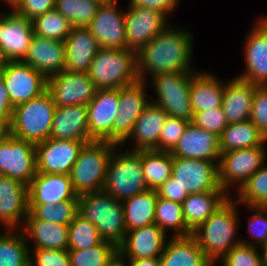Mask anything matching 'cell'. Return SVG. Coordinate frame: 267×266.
<instances>
[{"label": "cell", "instance_id": "obj_45", "mask_svg": "<svg viewBox=\"0 0 267 266\" xmlns=\"http://www.w3.org/2000/svg\"><path fill=\"white\" fill-rule=\"evenodd\" d=\"M247 212H252L247 221L248 238H241L243 244L261 248L267 242V207L242 206ZM246 239V240H245ZM249 239V240H248Z\"/></svg>", "mask_w": 267, "mask_h": 266}, {"label": "cell", "instance_id": "obj_33", "mask_svg": "<svg viewBox=\"0 0 267 266\" xmlns=\"http://www.w3.org/2000/svg\"><path fill=\"white\" fill-rule=\"evenodd\" d=\"M230 197L227 192L189 194L182 203L184 221L193 232Z\"/></svg>", "mask_w": 267, "mask_h": 266}, {"label": "cell", "instance_id": "obj_17", "mask_svg": "<svg viewBox=\"0 0 267 266\" xmlns=\"http://www.w3.org/2000/svg\"><path fill=\"white\" fill-rule=\"evenodd\" d=\"M169 24L170 21L158 11L128 6L125 8L127 49L138 52Z\"/></svg>", "mask_w": 267, "mask_h": 266}, {"label": "cell", "instance_id": "obj_26", "mask_svg": "<svg viewBox=\"0 0 267 266\" xmlns=\"http://www.w3.org/2000/svg\"><path fill=\"white\" fill-rule=\"evenodd\" d=\"M29 204H58L64 200H78L70 175L37 172L28 186Z\"/></svg>", "mask_w": 267, "mask_h": 266}, {"label": "cell", "instance_id": "obj_24", "mask_svg": "<svg viewBox=\"0 0 267 266\" xmlns=\"http://www.w3.org/2000/svg\"><path fill=\"white\" fill-rule=\"evenodd\" d=\"M64 41L34 35L28 53L22 60L46 79L65 70Z\"/></svg>", "mask_w": 267, "mask_h": 266}, {"label": "cell", "instance_id": "obj_39", "mask_svg": "<svg viewBox=\"0 0 267 266\" xmlns=\"http://www.w3.org/2000/svg\"><path fill=\"white\" fill-rule=\"evenodd\" d=\"M234 194L242 206L267 207V161Z\"/></svg>", "mask_w": 267, "mask_h": 266}, {"label": "cell", "instance_id": "obj_50", "mask_svg": "<svg viewBox=\"0 0 267 266\" xmlns=\"http://www.w3.org/2000/svg\"><path fill=\"white\" fill-rule=\"evenodd\" d=\"M250 120L267 139V86L255 85Z\"/></svg>", "mask_w": 267, "mask_h": 266}, {"label": "cell", "instance_id": "obj_44", "mask_svg": "<svg viewBox=\"0 0 267 266\" xmlns=\"http://www.w3.org/2000/svg\"><path fill=\"white\" fill-rule=\"evenodd\" d=\"M102 240L97 227L78 214L68 225V249L90 248L99 244Z\"/></svg>", "mask_w": 267, "mask_h": 266}, {"label": "cell", "instance_id": "obj_27", "mask_svg": "<svg viewBox=\"0 0 267 266\" xmlns=\"http://www.w3.org/2000/svg\"><path fill=\"white\" fill-rule=\"evenodd\" d=\"M167 116L161 107L150 102L137 118L129 137L121 144L122 148L129 144L130 150H159V136Z\"/></svg>", "mask_w": 267, "mask_h": 266}, {"label": "cell", "instance_id": "obj_52", "mask_svg": "<svg viewBox=\"0 0 267 266\" xmlns=\"http://www.w3.org/2000/svg\"><path fill=\"white\" fill-rule=\"evenodd\" d=\"M128 6L148 8L163 14L168 20L179 8L180 0H129Z\"/></svg>", "mask_w": 267, "mask_h": 266}, {"label": "cell", "instance_id": "obj_37", "mask_svg": "<svg viewBox=\"0 0 267 266\" xmlns=\"http://www.w3.org/2000/svg\"><path fill=\"white\" fill-rule=\"evenodd\" d=\"M155 224L167 235H170V237H187L192 235V231L186 226L184 221L182 204L166 198L158 197L157 199Z\"/></svg>", "mask_w": 267, "mask_h": 266}, {"label": "cell", "instance_id": "obj_15", "mask_svg": "<svg viewBox=\"0 0 267 266\" xmlns=\"http://www.w3.org/2000/svg\"><path fill=\"white\" fill-rule=\"evenodd\" d=\"M149 84L137 82L119 88L118 114L113 122V143L121 145L131 134L137 118L150 103Z\"/></svg>", "mask_w": 267, "mask_h": 266}, {"label": "cell", "instance_id": "obj_41", "mask_svg": "<svg viewBox=\"0 0 267 266\" xmlns=\"http://www.w3.org/2000/svg\"><path fill=\"white\" fill-rule=\"evenodd\" d=\"M101 4L95 0H55V9L73 27H87Z\"/></svg>", "mask_w": 267, "mask_h": 266}, {"label": "cell", "instance_id": "obj_22", "mask_svg": "<svg viewBox=\"0 0 267 266\" xmlns=\"http://www.w3.org/2000/svg\"><path fill=\"white\" fill-rule=\"evenodd\" d=\"M167 237L157 224L136 228L126 232L117 250L127 259L160 258Z\"/></svg>", "mask_w": 267, "mask_h": 266}, {"label": "cell", "instance_id": "obj_56", "mask_svg": "<svg viewBox=\"0 0 267 266\" xmlns=\"http://www.w3.org/2000/svg\"><path fill=\"white\" fill-rule=\"evenodd\" d=\"M11 120L0 117V142L11 136Z\"/></svg>", "mask_w": 267, "mask_h": 266}, {"label": "cell", "instance_id": "obj_11", "mask_svg": "<svg viewBox=\"0 0 267 266\" xmlns=\"http://www.w3.org/2000/svg\"><path fill=\"white\" fill-rule=\"evenodd\" d=\"M37 173L35 144L10 136L0 142V175L29 186Z\"/></svg>", "mask_w": 267, "mask_h": 266}, {"label": "cell", "instance_id": "obj_20", "mask_svg": "<svg viewBox=\"0 0 267 266\" xmlns=\"http://www.w3.org/2000/svg\"><path fill=\"white\" fill-rule=\"evenodd\" d=\"M28 213V186L0 175V230H20Z\"/></svg>", "mask_w": 267, "mask_h": 266}, {"label": "cell", "instance_id": "obj_4", "mask_svg": "<svg viewBox=\"0 0 267 266\" xmlns=\"http://www.w3.org/2000/svg\"><path fill=\"white\" fill-rule=\"evenodd\" d=\"M117 145L110 157L102 190L124 201L148 190L141 167V150Z\"/></svg>", "mask_w": 267, "mask_h": 266}, {"label": "cell", "instance_id": "obj_53", "mask_svg": "<svg viewBox=\"0 0 267 266\" xmlns=\"http://www.w3.org/2000/svg\"><path fill=\"white\" fill-rule=\"evenodd\" d=\"M156 192L158 197L166 198L181 204L189 195L175 182L172 176L156 189Z\"/></svg>", "mask_w": 267, "mask_h": 266}, {"label": "cell", "instance_id": "obj_35", "mask_svg": "<svg viewBox=\"0 0 267 266\" xmlns=\"http://www.w3.org/2000/svg\"><path fill=\"white\" fill-rule=\"evenodd\" d=\"M266 141L251 120L228 124L219 136L221 153L262 146Z\"/></svg>", "mask_w": 267, "mask_h": 266}, {"label": "cell", "instance_id": "obj_23", "mask_svg": "<svg viewBox=\"0 0 267 266\" xmlns=\"http://www.w3.org/2000/svg\"><path fill=\"white\" fill-rule=\"evenodd\" d=\"M173 157L220 161L219 137L189 122L176 147L170 152Z\"/></svg>", "mask_w": 267, "mask_h": 266}, {"label": "cell", "instance_id": "obj_43", "mask_svg": "<svg viewBox=\"0 0 267 266\" xmlns=\"http://www.w3.org/2000/svg\"><path fill=\"white\" fill-rule=\"evenodd\" d=\"M117 246L107 240L86 249H68L71 266H105L117 252Z\"/></svg>", "mask_w": 267, "mask_h": 266}, {"label": "cell", "instance_id": "obj_16", "mask_svg": "<svg viewBox=\"0 0 267 266\" xmlns=\"http://www.w3.org/2000/svg\"><path fill=\"white\" fill-rule=\"evenodd\" d=\"M97 90L88 73L64 70L47 78V91L58 107L88 105Z\"/></svg>", "mask_w": 267, "mask_h": 266}, {"label": "cell", "instance_id": "obj_13", "mask_svg": "<svg viewBox=\"0 0 267 266\" xmlns=\"http://www.w3.org/2000/svg\"><path fill=\"white\" fill-rule=\"evenodd\" d=\"M1 76L13 108L47 90V79L22 61L6 62Z\"/></svg>", "mask_w": 267, "mask_h": 266}, {"label": "cell", "instance_id": "obj_36", "mask_svg": "<svg viewBox=\"0 0 267 266\" xmlns=\"http://www.w3.org/2000/svg\"><path fill=\"white\" fill-rule=\"evenodd\" d=\"M141 167L148 189H158L172 176L173 156L156 149L141 150Z\"/></svg>", "mask_w": 267, "mask_h": 266}, {"label": "cell", "instance_id": "obj_58", "mask_svg": "<svg viewBox=\"0 0 267 266\" xmlns=\"http://www.w3.org/2000/svg\"><path fill=\"white\" fill-rule=\"evenodd\" d=\"M1 1L5 2L4 4H6L8 8L14 9L20 0H1Z\"/></svg>", "mask_w": 267, "mask_h": 266}, {"label": "cell", "instance_id": "obj_2", "mask_svg": "<svg viewBox=\"0 0 267 266\" xmlns=\"http://www.w3.org/2000/svg\"><path fill=\"white\" fill-rule=\"evenodd\" d=\"M240 206L230 196L219 209L192 232L191 236L214 266L230 249L241 243L239 235L236 236L239 234L238 226L241 222L238 213L241 210Z\"/></svg>", "mask_w": 267, "mask_h": 266}, {"label": "cell", "instance_id": "obj_29", "mask_svg": "<svg viewBox=\"0 0 267 266\" xmlns=\"http://www.w3.org/2000/svg\"><path fill=\"white\" fill-rule=\"evenodd\" d=\"M20 230L29 249L68 250V225L37 219L29 212Z\"/></svg>", "mask_w": 267, "mask_h": 266}, {"label": "cell", "instance_id": "obj_32", "mask_svg": "<svg viewBox=\"0 0 267 266\" xmlns=\"http://www.w3.org/2000/svg\"><path fill=\"white\" fill-rule=\"evenodd\" d=\"M160 263L161 266H214L192 236L169 237Z\"/></svg>", "mask_w": 267, "mask_h": 266}, {"label": "cell", "instance_id": "obj_54", "mask_svg": "<svg viewBox=\"0 0 267 266\" xmlns=\"http://www.w3.org/2000/svg\"><path fill=\"white\" fill-rule=\"evenodd\" d=\"M13 106L9 98L7 88L5 87L2 76L0 75V117L12 119Z\"/></svg>", "mask_w": 267, "mask_h": 266}, {"label": "cell", "instance_id": "obj_1", "mask_svg": "<svg viewBox=\"0 0 267 266\" xmlns=\"http://www.w3.org/2000/svg\"><path fill=\"white\" fill-rule=\"evenodd\" d=\"M171 24L137 52L140 81L148 82L161 73L197 72L193 66V33L186 27Z\"/></svg>", "mask_w": 267, "mask_h": 266}, {"label": "cell", "instance_id": "obj_3", "mask_svg": "<svg viewBox=\"0 0 267 266\" xmlns=\"http://www.w3.org/2000/svg\"><path fill=\"white\" fill-rule=\"evenodd\" d=\"M78 215L92 222L103 240L118 246L126 234L122 201L102 191L79 195Z\"/></svg>", "mask_w": 267, "mask_h": 266}, {"label": "cell", "instance_id": "obj_46", "mask_svg": "<svg viewBox=\"0 0 267 266\" xmlns=\"http://www.w3.org/2000/svg\"><path fill=\"white\" fill-rule=\"evenodd\" d=\"M219 264V265H218ZM265 266L259 247L240 243L230 249L215 266Z\"/></svg>", "mask_w": 267, "mask_h": 266}, {"label": "cell", "instance_id": "obj_19", "mask_svg": "<svg viewBox=\"0 0 267 266\" xmlns=\"http://www.w3.org/2000/svg\"><path fill=\"white\" fill-rule=\"evenodd\" d=\"M101 4L87 28L101 47L127 49L125 33V9L120 3Z\"/></svg>", "mask_w": 267, "mask_h": 266}, {"label": "cell", "instance_id": "obj_9", "mask_svg": "<svg viewBox=\"0 0 267 266\" xmlns=\"http://www.w3.org/2000/svg\"><path fill=\"white\" fill-rule=\"evenodd\" d=\"M267 141L262 146L223 152L218 164V181L230 196L267 161ZM234 190V191H232Z\"/></svg>", "mask_w": 267, "mask_h": 266}, {"label": "cell", "instance_id": "obj_10", "mask_svg": "<svg viewBox=\"0 0 267 266\" xmlns=\"http://www.w3.org/2000/svg\"><path fill=\"white\" fill-rule=\"evenodd\" d=\"M218 164L219 162L173 157L172 177L188 194L226 192L219 185Z\"/></svg>", "mask_w": 267, "mask_h": 266}, {"label": "cell", "instance_id": "obj_57", "mask_svg": "<svg viewBox=\"0 0 267 266\" xmlns=\"http://www.w3.org/2000/svg\"><path fill=\"white\" fill-rule=\"evenodd\" d=\"M105 266H129L128 259L122 256L118 251L110 258Z\"/></svg>", "mask_w": 267, "mask_h": 266}, {"label": "cell", "instance_id": "obj_48", "mask_svg": "<svg viewBox=\"0 0 267 266\" xmlns=\"http://www.w3.org/2000/svg\"><path fill=\"white\" fill-rule=\"evenodd\" d=\"M191 122L199 128L214 133L218 137L228 125L222 107L193 113Z\"/></svg>", "mask_w": 267, "mask_h": 266}, {"label": "cell", "instance_id": "obj_6", "mask_svg": "<svg viewBox=\"0 0 267 266\" xmlns=\"http://www.w3.org/2000/svg\"><path fill=\"white\" fill-rule=\"evenodd\" d=\"M56 104L46 90L40 96L13 108L11 136L32 142L50 138Z\"/></svg>", "mask_w": 267, "mask_h": 266}, {"label": "cell", "instance_id": "obj_30", "mask_svg": "<svg viewBox=\"0 0 267 266\" xmlns=\"http://www.w3.org/2000/svg\"><path fill=\"white\" fill-rule=\"evenodd\" d=\"M255 84L237 76L225 81L222 109L228 124L250 120Z\"/></svg>", "mask_w": 267, "mask_h": 266}, {"label": "cell", "instance_id": "obj_5", "mask_svg": "<svg viewBox=\"0 0 267 266\" xmlns=\"http://www.w3.org/2000/svg\"><path fill=\"white\" fill-rule=\"evenodd\" d=\"M88 75L97 89H119L139 80L137 52L101 47L91 63Z\"/></svg>", "mask_w": 267, "mask_h": 266}, {"label": "cell", "instance_id": "obj_42", "mask_svg": "<svg viewBox=\"0 0 267 266\" xmlns=\"http://www.w3.org/2000/svg\"><path fill=\"white\" fill-rule=\"evenodd\" d=\"M29 212L37 219L69 225L78 214V200H64L58 204H29Z\"/></svg>", "mask_w": 267, "mask_h": 266}, {"label": "cell", "instance_id": "obj_8", "mask_svg": "<svg viewBox=\"0 0 267 266\" xmlns=\"http://www.w3.org/2000/svg\"><path fill=\"white\" fill-rule=\"evenodd\" d=\"M195 72L161 73L150 78L155 97L150 102L161 107L168 116L191 122L190 83Z\"/></svg>", "mask_w": 267, "mask_h": 266}, {"label": "cell", "instance_id": "obj_7", "mask_svg": "<svg viewBox=\"0 0 267 266\" xmlns=\"http://www.w3.org/2000/svg\"><path fill=\"white\" fill-rule=\"evenodd\" d=\"M116 146L115 143L96 140L83 146L70 173L73 190L78 196L102 191L107 166Z\"/></svg>", "mask_w": 267, "mask_h": 266}, {"label": "cell", "instance_id": "obj_28", "mask_svg": "<svg viewBox=\"0 0 267 266\" xmlns=\"http://www.w3.org/2000/svg\"><path fill=\"white\" fill-rule=\"evenodd\" d=\"M65 45V71L88 73L101 46L87 27H73Z\"/></svg>", "mask_w": 267, "mask_h": 266}, {"label": "cell", "instance_id": "obj_62", "mask_svg": "<svg viewBox=\"0 0 267 266\" xmlns=\"http://www.w3.org/2000/svg\"><path fill=\"white\" fill-rule=\"evenodd\" d=\"M261 17L267 22V15H261Z\"/></svg>", "mask_w": 267, "mask_h": 266}, {"label": "cell", "instance_id": "obj_14", "mask_svg": "<svg viewBox=\"0 0 267 266\" xmlns=\"http://www.w3.org/2000/svg\"><path fill=\"white\" fill-rule=\"evenodd\" d=\"M32 21L14 9L0 17V50L6 62L22 61L34 37Z\"/></svg>", "mask_w": 267, "mask_h": 266}, {"label": "cell", "instance_id": "obj_60", "mask_svg": "<svg viewBox=\"0 0 267 266\" xmlns=\"http://www.w3.org/2000/svg\"><path fill=\"white\" fill-rule=\"evenodd\" d=\"M5 63H6V61H5V59H4V57H3L2 53H1V50H0V75L3 72Z\"/></svg>", "mask_w": 267, "mask_h": 266}, {"label": "cell", "instance_id": "obj_51", "mask_svg": "<svg viewBox=\"0 0 267 266\" xmlns=\"http://www.w3.org/2000/svg\"><path fill=\"white\" fill-rule=\"evenodd\" d=\"M55 9V0H20L14 10L28 20Z\"/></svg>", "mask_w": 267, "mask_h": 266}, {"label": "cell", "instance_id": "obj_34", "mask_svg": "<svg viewBox=\"0 0 267 266\" xmlns=\"http://www.w3.org/2000/svg\"><path fill=\"white\" fill-rule=\"evenodd\" d=\"M156 190L148 189L122 201L126 231L155 224Z\"/></svg>", "mask_w": 267, "mask_h": 266}, {"label": "cell", "instance_id": "obj_12", "mask_svg": "<svg viewBox=\"0 0 267 266\" xmlns=\"http://www.w3.org/2000/svg\"><path fill=\"white\" fill-rule=\"evenodd\" d=\"M245 70L237 77L258 86H267V22L259 17L244 38Z\"/></svg>", "mask_w": 267, "mask_h": 266}, {"label": "cell", "instance_id": "obj_21", "mask_svg": "<svg viewBox=\"0 0 267 266\" xmlns=\"http://www.w3.org/2000/svg\"><path fill=\"white\" fill-rule=\"evenodd\" d=\"M119 89H98L88 106V129L96 141L113 143V122L118 114Z\"/></svg>", "mask_w": 267, "mask_h": 266}, {"label": "cell", "instance_id": "obj_49", "mask_svg": "<svg viewBox=\"0 0 267 266\" xmlns=\"http://www.w3.org/2000/svg\"><path fill=\"white\" fill-rule=\"evenodd\" d=\"M29 266H71L68 250L29 249Z\"/></svg>", "mask_w": 267, "mask_h": 266}, {"label": "cell", "instance_id": "obj_18", "mask_svg": "<svg viewBox=\"0 0 267 266\" xmlns=\"http://www.w3.org/2000/svg\"><path fill=\"white\" fill-rule=\"evenodd\" d=\"M85 142L76 140H47L35 144L37 172L70 175Z\"/></svg>", "mask_w": 267, "mask_h": 266}, {"label": "cell", "instance_id": "obj_61", "mask_svg": "<svg viewBox=\"0 0 267 266\" xmlns=\"http://www.w3.org/2000/svg\"><path fill=\"white\" fill-rule=\"evenodd\" d=\"M95 1L99 2L100 4H108L112 2H117L118 0H95Z\"/></svg>", "mask_w": 267, "mask_h": 266}, {"label": "cell", "instance_id": "obj_47", "mask_svg": "<svg viewBox=\"0 0 267 266\" xmlns=\"http://www.w3.org/2000/svg\"><path fill=\"white\" fill-rule=\"evenodd\" d=\"M190 121L167 116L159 136V150L171 152Z\"/></svg>", "mask_w": 267, "mask_h": 266}, {"label": "cell", "instance_id": "obj_38", "mask_svg": "<svg viewBox=\"0 0 267 266\" xmlns=\"http://www.w3.org/2000/svg\"><path fill=\"white\" fill-rule=\"evenodd\" d=\"M30 250L21 230H0V266H29Z\"/></svg>", "mask_w": 267, "mask_h": 266}, {"label": "cell", "instance_id": "obj_25", "mask_svg": "<svg viewBox=\"0 0 267 266\" xmlns=\"http://www.w3.org/2000/svg\"><path fill=\"white\" fill-rule=\"evenodd\" d=\"M88 106H56L50 138L57 140H76L90 143L95 141L88 129Z\"/></svg>", "mask_w": 267, "mask_h": 266}, {"label": "cell", "instance_id": "obj_40", "mask_svg": "<svg viewBox=\"0 0 267 266\" xmlns=\"http://www.w3.org/2000/svg\"><path fill=\"white\" fill-rule=\"evenodd\" d=\"M35 35L65 41L71 32L72 24L56 9L47 11L32 20Z\"/></svg>", "mask_w": 267, "mask_h": 266}, {"label": "cell", "instance_id": "obj_55", "mask_svg": "<svg viewBox=\"0 0 267 266\" xmlns=\"http://www.w3.org/2000/svg\"><path fill=\"white\" fill-rule=\"evenodd\" d=\"M129 266H161L160 258L128 259Z\"/></svg>", "mask_w": 267, "mask_h": 266}, {"label": "cell", "instance_id": "obj_31", "mask_svg": "<svg viewBox=\"0 0 267 266\" xmlns=\"http://www.w3.org/2000/svg\"><path fill=\"white\" fill-rule=\"evenodd\" d=\"M225 82L216 74L197 71L191 77L190 104L193 113L212 110L222 105Z\"/></svg>", "mask_w": 267, "mask_h": 266}, {"label": "cell", "instance_id": "obj_59", "mask_svg": "<svg viewBox=\"0 0 267 266\" xmlns=\"http://www.w3.org/2000/svg\"><path fill=\"white\" fill-rule=\"evenodd\" d=\"M261 250H262L265 266H267V242L261 247Z\"/></svg>", "mask_w": 267, "mask_h": 266}]
</instances>
